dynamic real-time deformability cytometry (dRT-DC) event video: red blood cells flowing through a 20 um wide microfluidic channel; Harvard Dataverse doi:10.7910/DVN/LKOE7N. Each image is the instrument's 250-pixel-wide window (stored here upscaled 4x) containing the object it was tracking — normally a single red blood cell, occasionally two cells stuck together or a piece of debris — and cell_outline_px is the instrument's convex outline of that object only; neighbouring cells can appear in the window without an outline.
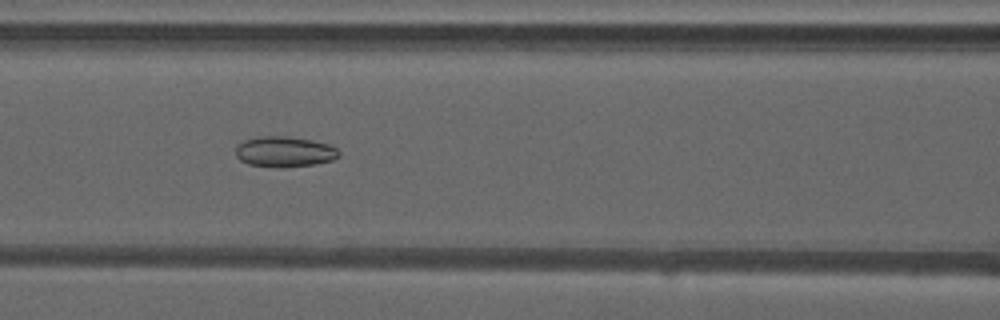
{"species": "common noctule bat (a hibernating species)", "species_latin": "Nyctalus noctula", "temperature_condition": "warm", "stored_images_in_passage": 33, "camera_frame_rate_fps": 3000, "um_per_image_px": 0.085, "animal": {"sex": "male", "forearm_length_mm": 52.5}, "frame": {"image": 1, "passage_image": 6, "time_ms": 1.667, "image_size_px": [1000, 320], "cell_outline_px": [[340, 156], [332, 160], [316, 164], [280, 168], [276, 168], [248, 164], [240, 160], [236, 156], [236, 144], [244, 140], [256, 136], [288, 136], [312, 140], [328, 144], [336, 148], [340, 152]], "centroid_in_image_um": [24.16, 12.9], "position_along_channel_um": 142.4, "area_um2": 18.67}}
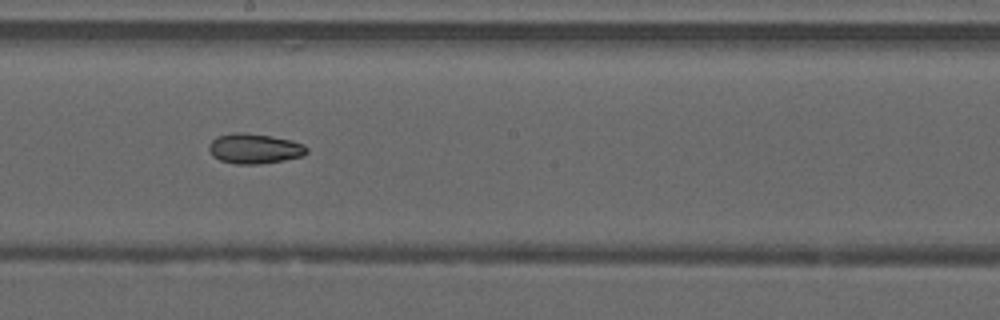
{"frame": {"image": 2, "passage_image": 12, "time_ms": 3.667, "image_size_px": [1000, 320], "cell_outline_px": [[308, 152], [304, 156], [284, 160], [260, 164], [236, 164], [220, 160], [212, 156], [208, 148], [208, 144], [216, 136], [232, 132], [244, 132], [272, 136], [292, 140], [304, 144], [308, 148]], "centroid_in_image_um": [21.63, 12.62], "position_along_channel_um": 226.6, "area_um2": 17.46}}
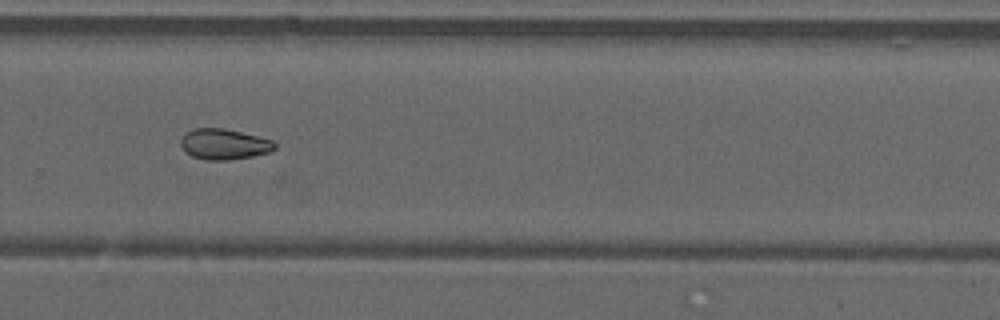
{"frame": {"image": 3, "passage_image": 18, "time_ms": 5.667, "image_size_px": [1000, 320], "cell_outline_px": [[276, 148], [272, 152], [252, 156], [228, 160], [204, 160], [192, 156], [184, 152], [180, 144], [180, 140], [192, 128], [224, 128], [272, 140], [276, 144]], "centroid_in_image_um": [19.04, 12.27], "position_along_channel_um": 310.8, "area_um2": 16.82}, "authors_computed_cell_mechanics": {"area_um2": 17.1088, "velocity_mm_per_s": 4.2227, "shape_relaxation_time_tau1_ms": null, "shape_relaxation_time_tau2_ms": 6.1064, "deformation_change_tau1": null, "deformation_change_tau2": 0.0877}}